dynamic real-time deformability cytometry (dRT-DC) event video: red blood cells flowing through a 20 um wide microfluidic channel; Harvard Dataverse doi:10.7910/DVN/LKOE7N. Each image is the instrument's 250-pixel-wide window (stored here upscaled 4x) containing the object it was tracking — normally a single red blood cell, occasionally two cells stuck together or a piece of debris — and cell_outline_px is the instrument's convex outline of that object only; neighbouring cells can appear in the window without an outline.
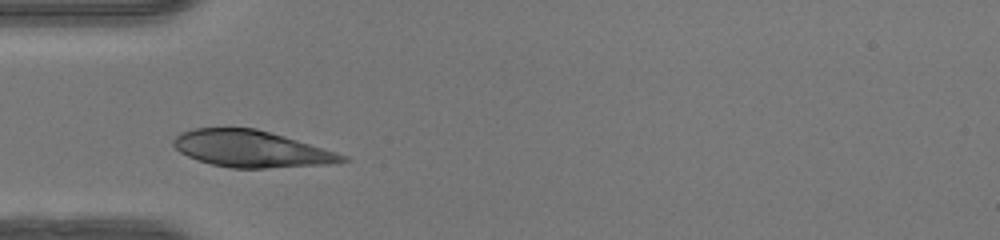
{"species": "human", "species_latin": "Homo sapiens", "temperature_condition": "warm", "stored_images_in_passage": 26, "camera_frame_rate_fps": 3000, "um_per_image_px": 0.085, "donor": {"sex": "female"}, "frame": {"image": 1, "passage_image": 1, "time_ms": 0.0, "image_size_px": [1000, 240], "cell_outline_px": [[348, 160], [328, 164], [264, 168], [232, 168], [212, 164], [188, 156], [180, 152], [172, 144], [172, 140], [180, 132], [196, 128], [256, 128], [284, 136], [348, 156]], "centroid_in_image_um": [21.32, 12.65], "position_along_channel_um": 63.7, "area_um2": 35.6}}
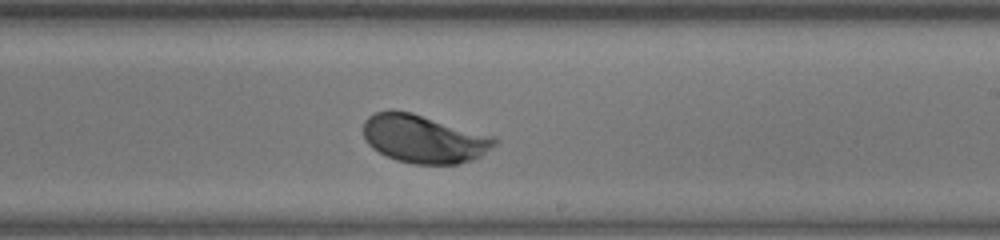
{"frame": {"image": 2, "passage_image": 15, "time_ms": 4.667, "image_size_px": [1000, 240], "cell_outline_px": [[500, 140], [492, 148], [480, 156], [472, 160], [456, 164], [412, 164], [396, 160], [372, 148], [368, 144], [364, 136], [364, 120], [368, 116], [376, 112], [388, 108], [412, 112], [496, 136]], "centroid_in_image_um": [36.05, 11.78], "position_along_channel_um": 253.0, "area_um2": 37.34}}
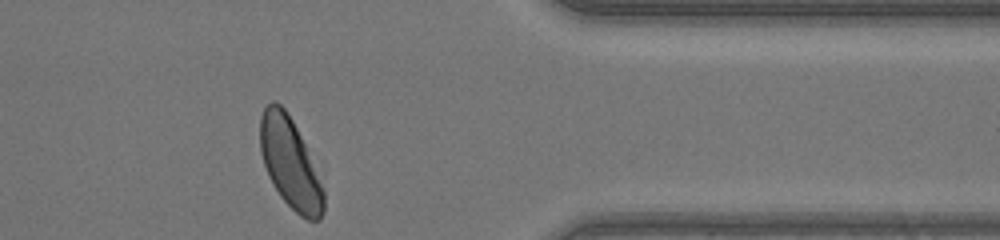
{"frame": {"image": 3, "passage_image": 26, "time_ms": 8.333, "image_size_px": [1000, 240], "cell_outline_px": [[324, 212], [320, 220], [308, 220], [300, 216], [280, 196], [272, 184], [268, 176], [260, 152], [260, 116], [264, 108], [272, 100], [276, 100], [288, 112], [304, 144], [324, 192]], "centroid_in_image_um": [24.62, 13.86], "position_along_channel_um": 386.8, "area_um2": 32.95}, "authors_computed_cell_mechanics": {"area_um2": 36.8475, "velocity_mm_per_s": 4.1009, "shape_relaxation_time_tau1_ms": 1.6971, "shape_relaxation_time_tau2_ms": null, "deformation_change_tau1": 0.1332, "deformation_change_tau2": null}}